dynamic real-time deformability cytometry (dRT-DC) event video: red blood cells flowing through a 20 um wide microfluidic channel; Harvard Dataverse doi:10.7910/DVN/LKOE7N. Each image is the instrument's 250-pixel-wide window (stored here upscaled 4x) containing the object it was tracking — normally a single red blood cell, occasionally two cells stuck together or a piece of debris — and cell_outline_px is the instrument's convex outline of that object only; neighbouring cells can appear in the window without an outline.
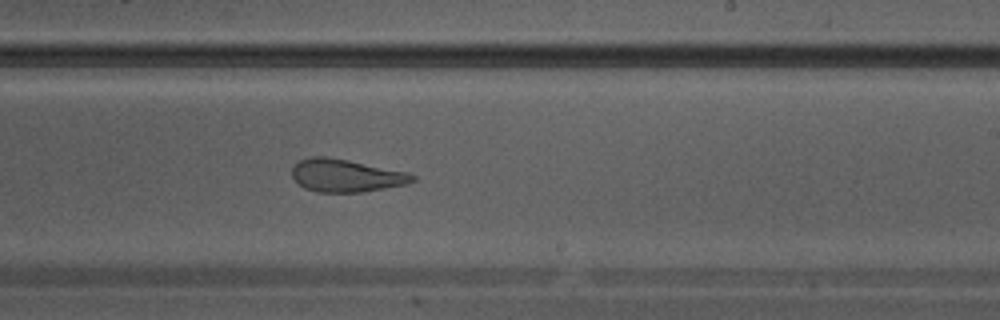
{"species": "Egyptian fruit bat (a non-hibernating species)", "species_latin": "Rousettus aegyptiacus", "temperature_condition": "warm", "stored_images_in_passage": 29, "camera_frame_rate_fps": 3000, "um_per_image_px": 0.085, "animal": {"sex": "male"}, "frame": {"image": 1, "passage_image": 17, "time_ms": 5.333, "image_size_px": [1000, 320], "cell_outline_px": [[416, 180], [404, 184], [384, 188], [360, 192], [316, 192], [304, 188], [292, 176], [292, 168], [300, 160], [312, 156], [324, 156], [348, 160], [408, 172], [416, 176]], "centroid_in_image_um": [29.4, 14.92], "position_along_channel_um": 259.6, "area_um2": 22.77}}